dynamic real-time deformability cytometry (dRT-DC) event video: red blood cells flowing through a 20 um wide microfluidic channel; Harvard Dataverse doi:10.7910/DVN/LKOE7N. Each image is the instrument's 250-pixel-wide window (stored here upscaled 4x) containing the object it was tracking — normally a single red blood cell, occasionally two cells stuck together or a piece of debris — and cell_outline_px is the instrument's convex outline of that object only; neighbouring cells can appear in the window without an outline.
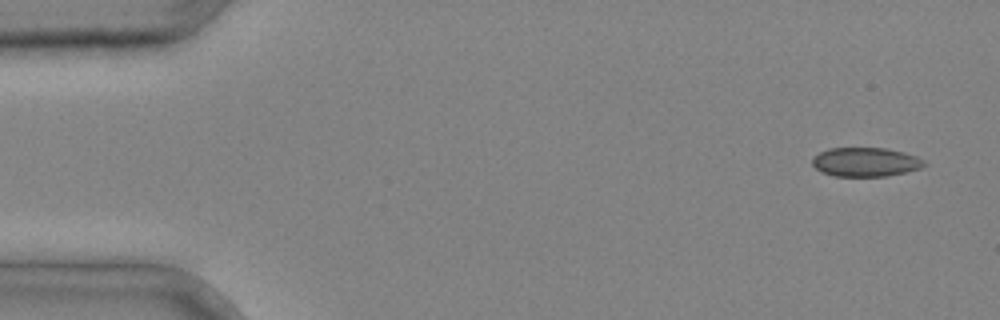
{"species": "common noctule bat (a hibernating species)", "species_latin": "Nyctalus noctula", "temperature_condition": "cold", "stored_images_in_passage": 4, "camera_frame_rate_fps": 3000, "um_per_image_px": 0.085, "animal": {"sex": "male", "body_mass_g": 20.4}, "frame": {"image": 1, "passage_image": 1, "time_ms": 0.0, "image_size_px": [1000, 320], "cell_outline_px": [[928, 164], [920, 168], [888, 176], [832, 176], [820, 172], [812, 164], [812, 156], [828, 148], [884, 148], [904, 152], [916, 156], [924, 160]], "centroid_in_image_um": [73.54, 13.77], "position_along_channel_um": 11.5, "area_um2": 19.07}}
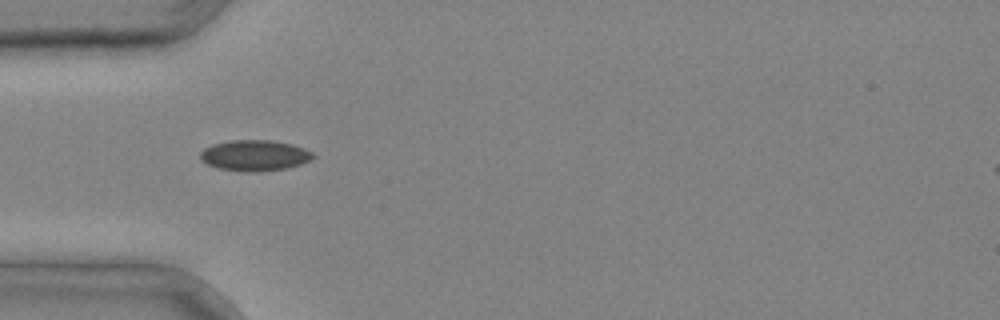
{"frame": {"image": 2, "passage_image": 3, "time_ms": 0.667, "image_size_px": [1000, 320], "cell_outline_px": [[316, 156], [312, 160], [288, 168], [256, 172], [244, 172], [220, 168], [208, 164], [200, 160], [200, 152], [204, 148], [212, 144], [232, 140], [268, 140], [292, 144], [304, 148], [312, 152]], "centroid_in_image_um": [21.66, 13.21], "position_along_channel_um": 63.3, "area_um2": 20.35}}